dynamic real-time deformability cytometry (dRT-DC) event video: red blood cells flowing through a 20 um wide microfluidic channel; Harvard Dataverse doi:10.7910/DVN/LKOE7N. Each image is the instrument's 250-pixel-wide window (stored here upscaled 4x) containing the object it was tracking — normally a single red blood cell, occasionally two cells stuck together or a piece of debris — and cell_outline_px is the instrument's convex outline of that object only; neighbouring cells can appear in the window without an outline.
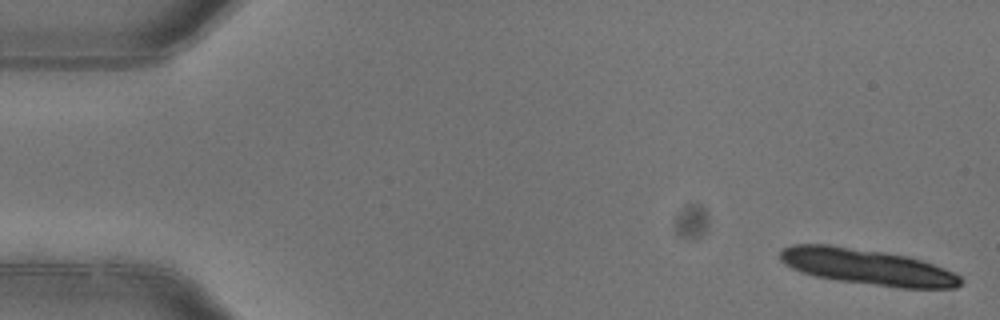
{"species": "common noctule bat (a hibernating species)", "species_latin": "Nyctalus noctula", "temperature_condition": "warm", "stored_images_in_passage": 4, "camera_frame_rate_fps": 3000, "um_per_image_px": 0.085, "animal": {"sex": "female"}, "frame": {"image": 1, "passage_image": 1, "time_ms": 0.0, "image_size_px": [1000, 320], "cell_outline_px": [[964, 280], [956, 288], [900, 288], [836, 280], [816, 276], [800, 272], [784, 264], [780, 260], [780, 252], [784, 248], [792, 244], [828, 244], [908, 256], [944, 268], [960, 276]], "centroid_in_image_um": [73.7, 22.69], "position_along_channel_um": 11.3, "area_um2": 37.63}}